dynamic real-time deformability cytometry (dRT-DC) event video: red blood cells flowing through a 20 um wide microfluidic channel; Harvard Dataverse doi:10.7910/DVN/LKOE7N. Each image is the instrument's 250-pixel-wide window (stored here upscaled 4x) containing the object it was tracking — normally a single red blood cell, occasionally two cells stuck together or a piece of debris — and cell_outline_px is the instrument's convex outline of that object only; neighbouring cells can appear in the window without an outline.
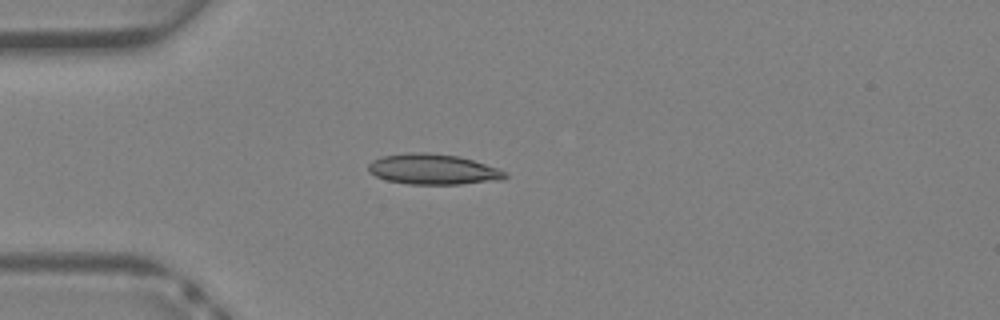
{"species": "Egyptian fruit bat (a non-hibernating species)", "species_latin": "Rousettus aegyptiacus", "temperature_condition": "warm", "stored_images_in_passage": 21, "camera_frame_rate_fps": 3000, "um_per_image_px": 0.085, "animal": {"sex": "female"}, "frame": {"image": 1, "passage_image": 1, "time_ms": 0.0, "image_size_px": [1000, 320], "cell_outline_px": [[508, 176], [504, 180], [460, 184], [408, 184], [384, 180], [368, 172], [368, 164], [372, 160], [384, 156], [408, 152], [424, 152], [460, 156], [500, 168], [508, 172]], "centroid_in_image_um": [36.85, 14.39], "position_along_channel_um": 48.1, "area_um2": 24.68}}
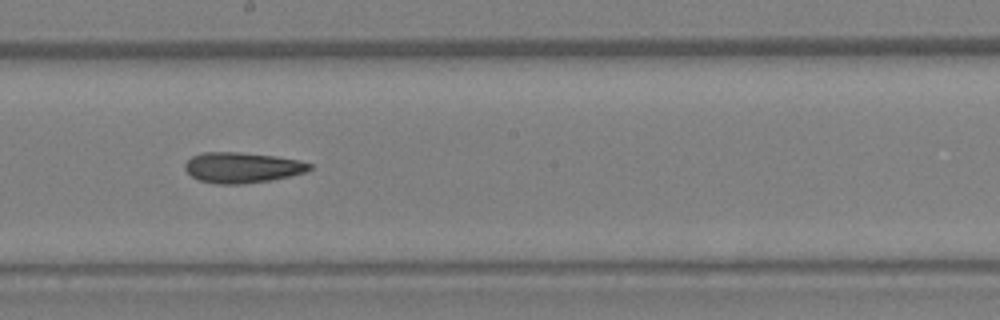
{"frame": {"image": 2, "passage_image": 12, "time_ms": 3.667, "image_size_px": [1000, 320], "cell_outline_px": [[312, 168], [308, 172], [272, 180], [240, 184], [216, 184], [200, 180], [192, 176], [184, 168], [184, 164], [192, 156], [204, 152], [236, 152], [276, 156], [300, 160], [312, 164]], "centroid_in_image_um": [20.62, 14.24], "position_along_channel_um": 227.6, "area_um2": 22.25}}
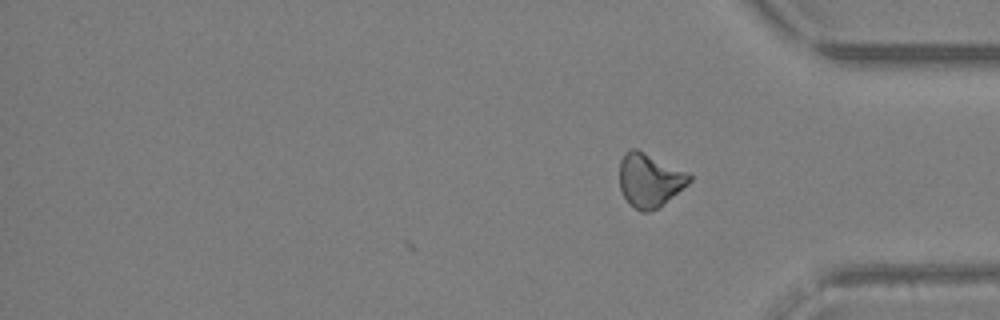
{"frame": {"image": 3, "passage_image": 21, "time_ms": 6.667, "image_size_px": [1000, 320], "cell_outline_px": [[692, 180], [688, 184], [656, 208], [648, 212], [640, 212], [628, 204], [620, 188], [620, 160], [624, 152], [632, 148], [636, 148], [688, 172], [692, 176]], "centroid_in_image_um": [55.19, 15.3], "position_along_channel_um": 380.0, "area_um2": 21.73}}